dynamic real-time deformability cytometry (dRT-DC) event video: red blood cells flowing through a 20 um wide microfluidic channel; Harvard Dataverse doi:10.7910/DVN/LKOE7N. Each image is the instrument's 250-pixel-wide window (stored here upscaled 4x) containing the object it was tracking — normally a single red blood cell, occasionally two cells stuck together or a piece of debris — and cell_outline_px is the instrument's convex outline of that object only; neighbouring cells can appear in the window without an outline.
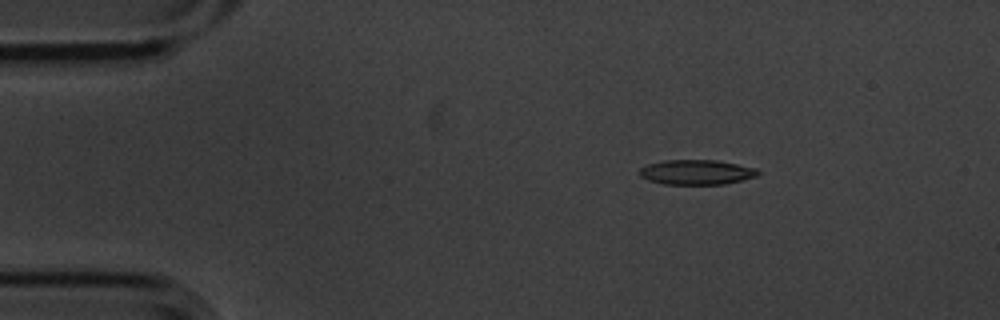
{"species": "common noctule bat (a hibernating species)", "species_latin": "Nyctalus noctula", "temperature_condition": "cold", "stored_images_in_passage": 3, "camera_frame_rate_fps": 3000, "um_per_image_px": 0.085, "animal": {"sex": "male", "body_mass_g": 20.1, "forearm_length_mm": 53.5}, "frame": {"image": 1, "passage_image": 1, "time_ms": 0.0, "image_size_px": [1000, 320], "cell_outline_px": [[760, 172], [756, 176], [724, 184], [664, 184], [648, 180], [640, 176], [640, 168], [648, 164], [664, 160], [716, 160], [756, 168]], "centroid_in_image_um": [59.18, 14.63], "position_along_channel_um": 25.8, "area_um2": 16.99}}